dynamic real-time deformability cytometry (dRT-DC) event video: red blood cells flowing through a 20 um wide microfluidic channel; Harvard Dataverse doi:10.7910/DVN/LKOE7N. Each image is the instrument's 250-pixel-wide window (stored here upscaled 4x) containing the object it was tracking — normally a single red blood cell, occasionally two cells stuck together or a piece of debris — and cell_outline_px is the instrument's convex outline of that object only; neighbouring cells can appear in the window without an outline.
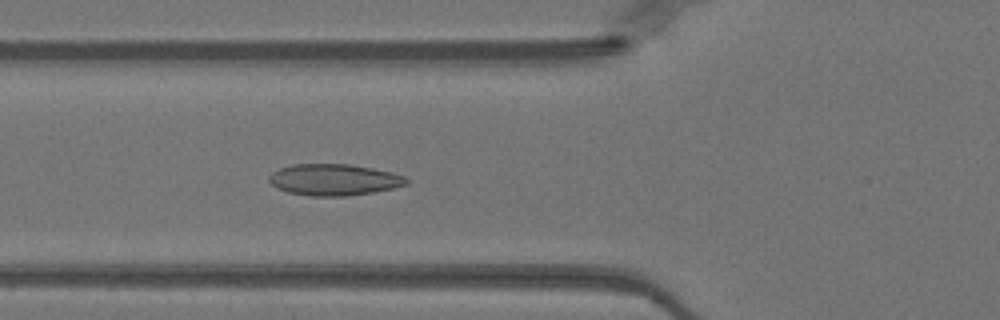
{"species": "Egyptian fruit bat (a non-hibernating species)", "species_latin": "Rousettus aegyptiacus", "temperature_condition": "warm", "stored_images_in_passage": 51, "camera_frame_rate_fps": 3000, "um_per_image_px": 0.085, "animal": {"sex": "female"}, "frame": {"image": 1, "passage_image": 19, "time_ms": 6.0, "image_size_px": [1000, 320], "cell_outline_px": [[408, 184], [392, 188], [372, 192], [348, 196], [308, 196], [288, 192], [276, 188], [268, 180], [268, 176], [272, 172], [280, 168], [292, 164], [348, 164], [372, 168], [392, 172], [404, 176], [408, 180]], "centroid_in_image_um": [28.36, 15.28], "position_along_channel_um": 97.4, "area_um2": 25.2}}
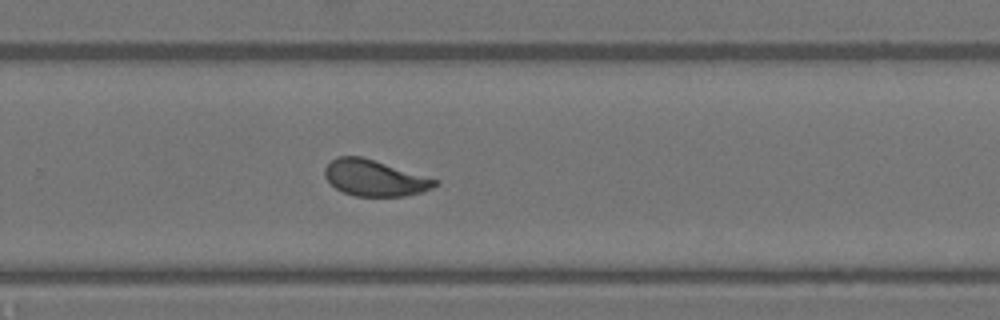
{"frame": {"image": 2, "passage_image": 34, "time_ms": 11.0, "image_size_px": [1000, 320], "cell_outline_px": [[440, 184], [432, 188], [420, 192], [404, 196], [356, 196], [344, 192], [336, 188], [324, 176], [324, 168], [336, 156], [360, 156], [440, 180]], "centroid_in_image_um": [31.85, 15.13], "position_along_channel_um": 297.9, "area_um2": 23.0}}
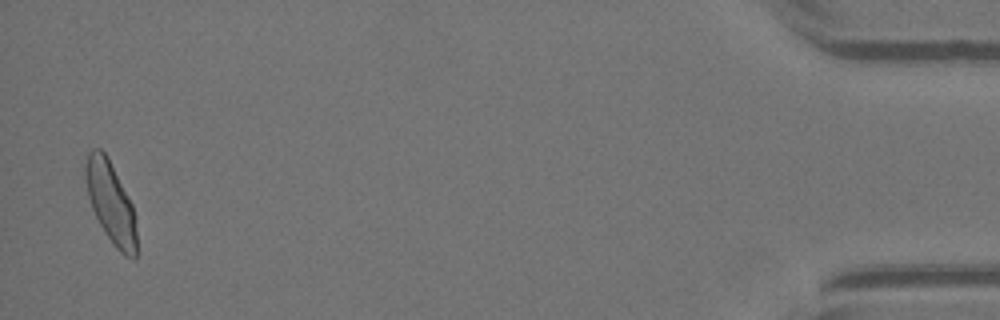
{"frame": {"image": 3, "passage_image": 50, "time_ms": 16.333, "image_size_px": [1000, 320], "cell_outline_px": [[136, 260], [132, 260], [124, 256], [112, 244], [100, 224], [92, 208], [88, 196], [84, 176], [84, 168], [88, 152], [92, 148], [100, 148], [108, 156], [132, 204], [136, 232]], "centroid_in_image_um": [9.4, 17.21], "position_along_channel_um": 425.8, "area_um2": 24.28}, "authors_computed_cell_mechanics": {"area_um2": 23.8136, "velocity_mm_per_s": 4.0041, "shape_relaxation_time_tau1_ms": 2.8987, "shape_relaxation_time_tau2_ms": null, "deformation_change_tau1": 0.1142, "deformation_change_tau2": null}}